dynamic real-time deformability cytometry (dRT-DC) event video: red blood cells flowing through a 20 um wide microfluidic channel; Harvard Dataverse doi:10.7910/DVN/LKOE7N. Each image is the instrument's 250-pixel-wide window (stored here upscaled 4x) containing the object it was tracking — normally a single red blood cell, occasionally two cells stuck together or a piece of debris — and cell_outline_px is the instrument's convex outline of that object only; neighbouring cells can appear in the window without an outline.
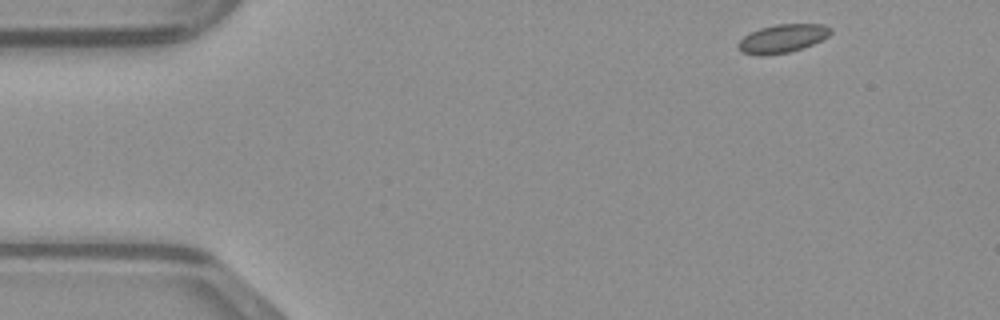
{"species": "common noctule bat (a hibernating species)", "species_latin": "Nyctalus noctula", "temperature_condition": "warm", "stored_images_in_passage": 45, "camera_frame_rate_fps": 3000, "um_per_image_px": 0.085, "animal": {"sex": "male", "body_mass_g": 23.1, "forearm_length_mm": 52.7}, "frame": {"image": 1, "passage_image": 1, "time_ms": 0.0, "image_size_px": [1000, 320], "cell_outline_px": [[832, 32], [828, 36], [812, 44], [788, 52], [764, 56], [760, 56], [740, 52], [736, 44], [744, 36], [760, 28], [776, 24], [824, 24], [832, 28]], "centroid_in_image_um": [66.48, 3.27], "position_along_channel_um": 18.5, "area_um2": 15.26}}
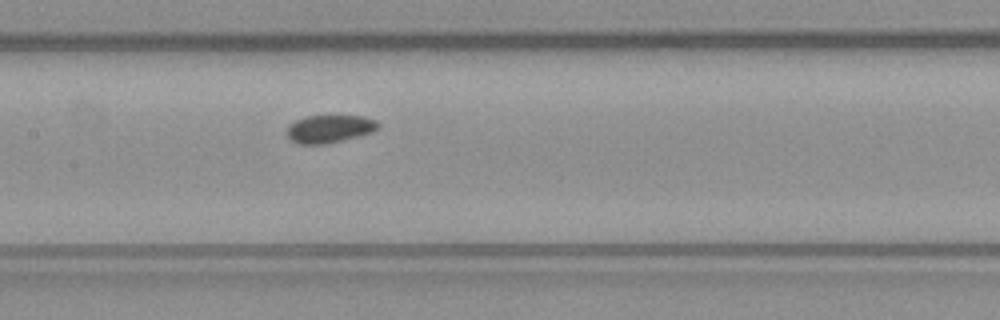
{"frame": {"image": 2, "passage_image": 19, "time_ms": 6.0, "image_size_px": [1000, 320], "cell_outline_px": [[380, 128], [372, 132], [324, 144], [300, 144], [292, 140], [288, 136], [288, 124], [304, 116], [364, 116], [376, 120], [380, 124]], "centroid_in_image_um": [28.02, 10.93], "position_along_channel_um": 179.4, "area_um2": 14.62}}
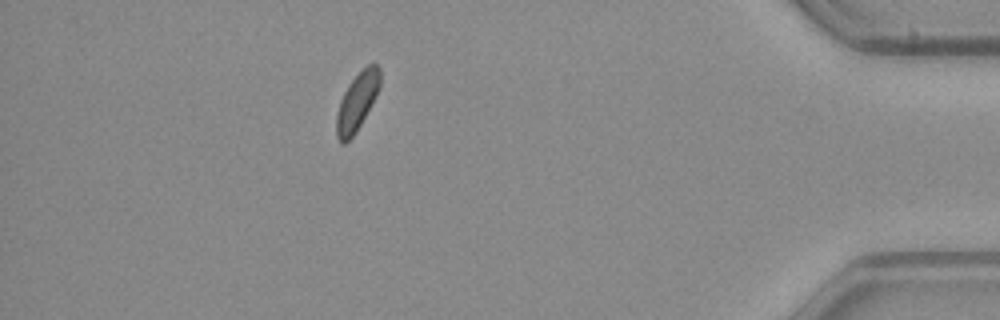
{"frame": {"image": 3, "passage_image": 39, "time_ms": 12.667, "image_size_px": [1000, 320], "cell_outline_px": [[380, 84], [356, 132], [344, 144], [340, 144], [336, 136], [336, 116], [340, 100], [348, 84], [368, 64], [376, 64], [380, 68]], "centroid_in_image_um": [30.3, 8.66], "position_along_channel_um": 404.9, "area_um2": 14.16}}